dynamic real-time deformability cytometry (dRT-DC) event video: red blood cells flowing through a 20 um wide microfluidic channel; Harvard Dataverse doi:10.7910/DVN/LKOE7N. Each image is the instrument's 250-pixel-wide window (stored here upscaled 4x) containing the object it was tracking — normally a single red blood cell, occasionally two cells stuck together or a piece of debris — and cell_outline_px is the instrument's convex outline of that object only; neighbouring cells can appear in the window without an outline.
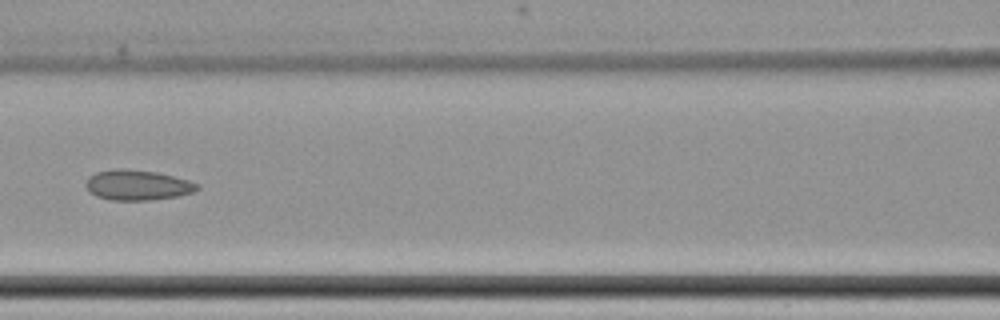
{"species": "common noctule bat (a hibernating species)", "species_latin": "Nyctalus noctula", "temperature_condition": "cold", "stored_images_in_passage": 10, "camera_frame_rate_fps": 3000, "um_per_image_px": 0.085, "animal": {"sex": "female", "body_mass_g": 22.7, "forearm_length_mm": 54.2}, "frame": {"image": 1, "passage_image": 9, "time_ms": 10.333, "image_size_px": [1000, 320], "cell_outline_px": [[200, 188], [192, 192], [176, 196], [148, 200], [112, 200], [96, 196], [88, 192], [84, 184], [88, 176], [96, 172], [116, 168], [124, 168], [156, 172], [188, 180], [200, 184]], "centroid_in_image_um": [11.63, 15.72], "position_along_channel_um": 155.0, "area_um2": 19.71}}
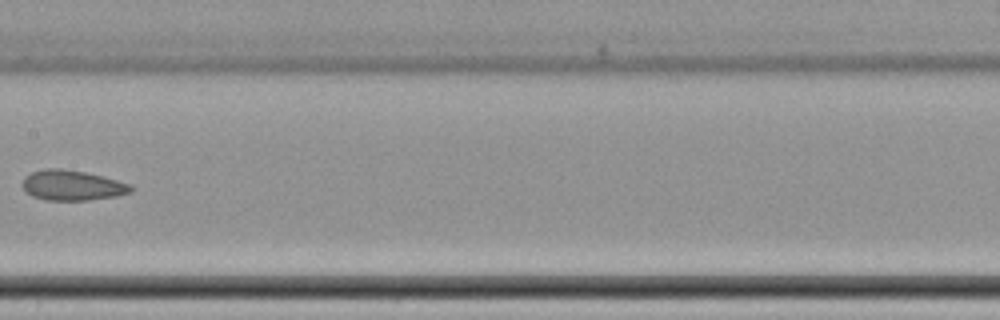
{"frame": {"image": 2, "passage_image": 10, "time_ms": 11.667, "image_size_px": [1000, 320], "cell_outline_px": [[136, 188], [132, 192], [116, 196], [88, 200], [44, 200], [32, 196], [20, 184], [24, 176], [32, 172], [44, 168], [60, 168], [84, 172], [104, 176], [132, 184]], "centroid_in_image_um": [6.16, 15.75], "position_along_channel_um": 201.2, "area_um2": 19.36}}